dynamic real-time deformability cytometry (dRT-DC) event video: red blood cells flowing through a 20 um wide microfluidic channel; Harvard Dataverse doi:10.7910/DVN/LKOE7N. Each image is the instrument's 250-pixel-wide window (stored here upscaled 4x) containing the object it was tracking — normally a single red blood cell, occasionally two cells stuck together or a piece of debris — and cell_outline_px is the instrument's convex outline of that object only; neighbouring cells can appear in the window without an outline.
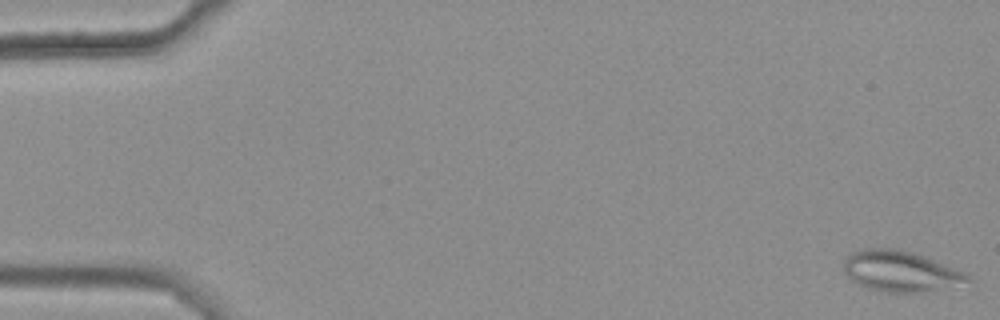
{"species": "common noctule bat (a hibernating species)", "species_latin": "Nyctalus noctula", "temperature_condition": "warm", "stored_images_in_passage": 47, "camera_frame_rate_fps": 3000, "um_per_image_px": 0.085, "animal": {"sex": "female", "body_mass_g": 25.1}, "frame": {"image": 1, "passage_image": 1, "time_ms": 0.0, "image_size_px": [1000, 320], "cell_outline_px": [[972, 280], [920, 292], [884, 292], [868, 288], [852, 280], [844, 272], [844, 260], [852, 252], [860, 248], [896, 248], [912, 252], [924, 256], [964, 272]], "centroid_in_image_um": [76.45, 23.02], "position_along_channel_um": 8.5, "area_um2": 28.78}}
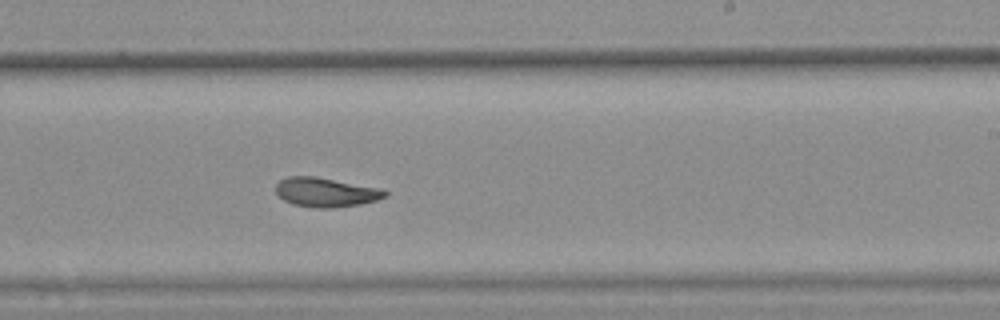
{"frame": {"image": 2, "passage_image": 34, "time_ms": 11.0, "image_size_px": [1000, 320], "cell_outline_px": [[388, 196], [376, 200], [360, 204], [332, 208], [316, 208], [292, 204], [284, 200], [276, 192], [276, 184], [280, 180], [288, 176], [316, 176], [376, 188], [388, 192]], "centroid_in_image_um": [27.66, 16.34], "position_along_channel_um": 261.3, "area_um2": 18.44}}
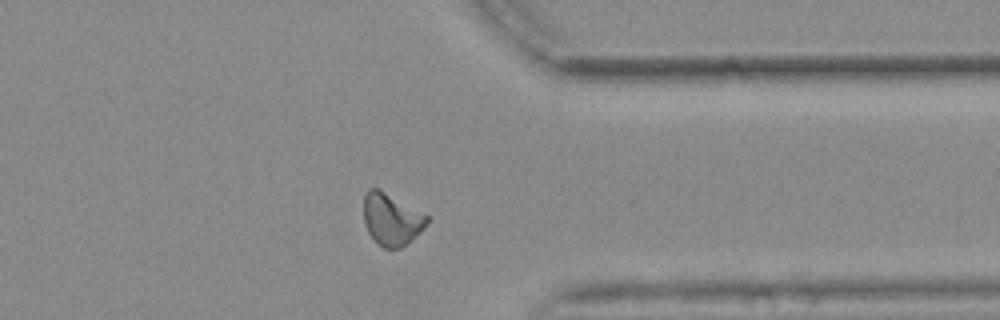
{"frame": {"image": 3, "passage_image": 44, "time_ms": 14.333, "image_size_px": [1000, 320], "cell_outline_px": [[428, 220], [420, 232], [412, 240], [400, 248], [384, 248], [368, 232], [364, 224], [364, 196], [368, 188], [376, 188], [428, 216]], "centroid_in_image_um": [33.25, 18.66], "position_along_channel_um": 378.2, "area_um2": 18.55}, "authors_computed_cell_mechanics": {"area_um2": 19.1318, "velocity_mm_per_s": 3.6562, "shape_relaxation_time_tau1_ms": null, "shape_relaxation_time_tau2_ms": 2.38, "deformation_change_tau1": null, "deformation_change_tau2": 0.0743}}